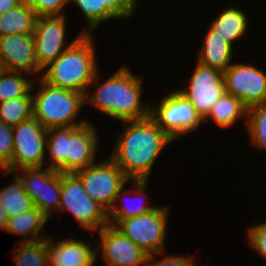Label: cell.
Wrapping results in <instances>:
<instances>
[{
    "label": "cell",
    "mask_w": 266,
    "mask_h": 266,
    "mask_svg": "<svg viewBox=\"0 0 266 266\" xmlns=\"http://www.w3.org/2000/svg\"><path fill=\"white\" fill-rule=\"evenodd\" d=\"M127 128L116 141L110 158L132 180H147L158 155L173 140L149 116L123 121Z\"/></svg>",
    "instance_id": "cell-1"
},
{
    "label": "cell",
    "mask_w": 266,
    "mask_h": 266,
    "mask_svg": "<svg viewBox=\"0 0 266 266\" xmlns=\"http://www.w3.org/2000/svg\"><path fill=\"white\" fill-rule=\"evenodd\" d=\"M84 100L104 114L120 121L141 120L150 116V105L141 104L142 80L126 66L120 68L107 81Z\"/></svg>",
    "instance_id": "cell-2"
},
{
    "label": "cell",
    "mask_w": 266,
    "mask_h": 266,
    "mask_svg": "<svg viewBox=\"0 0 266 266\" xmlns=\"http://www.w3.org/2000/svg\"><path fill=\"white\" fill-rule=\"evenodd\" d=\"M92 34L83 33L70 47L59 55L42 73V79L48 84L62 89L72 90L85 96L86 90L98 81L99 72L96 63Z\"/></svg>",
    "instance_id": "cell-3"
},
{
    "label": "cell",
    "mask_w": 266,
    "mask_h": 266,
    "mask_svg": "<svg viewBox=\"0 0 266 266\" xmlns=\"http://www.w3.org/2000/svg\"><path fill=\"white\" fill-rule=\"evenodd\" d=\"M90 123L48 129L46 148L52 161L50 169L75 173L95 163L99 144L97 131Z\"/></svg>",
    "instance_id": "cell-4"
},
{
    "label": "cell",
    "mask_w": 266,
    "mask_h": 266,
    "mask_svg": "<svg viewBox=\"0 0 266 266\" xmlns=\"http://www.w3.org/2000/svg\"><path fill=\"white\" fill-rule=\"evenodd\" d=\"M40 90L33 99V117L44 128L82 126L88 121L75 122L80 109L84 105V95L72 90L52 86L43 79L40 81Z\"/></svg>",
    "instance_id": "cell-5"
},
{
    "label": "cell",
    "mask_w": 266,
    "mask_h": 266,
    "mask_svg": "<svg viewBox=\"0 0 266 266\" xmlns=\"http://www.w3.org/2000/svg\"><path fill=\"white\" fill-rule=\"evenodd\" d=\"M74 174L81 180L88 195L108 212L121 195L129 193L127 189L124 190V186L131 180L111 158Z\"/></svg>",
    "instance_id": "cell-6"
},
{
    "label": "cell",
    "mask_w": 266,
    "mask_h": 266,
    "mask_svg": "<svg viewBox=\"0 0 266 266\" xmlns=\"http://www.w3.org/2000/svg\"><path fill=\"white\" fill-rule=\"evenodd\" d=\"M167 208L158 207L146 214L128 219H109L123 235L148 255L161 254L165 248L168 220Z\"/></svg>",
    "instance_id": "cell-7"
},
{
    "label": "cell",
    "mask_w": 266,
    "mask_h": 266,
    "mask_svg": "<svg viewBox=\"0 0 266 266\" xmlns=\"http://www.w3.org/2000/svg\"><path fill=\"white\" fill-rule=\"evenodd\" d=\"M59 210L70 211L85 230H100L109 224L108 211L88 195L74 173H61Z\"/></svg>",
    "instance_id": "cell-8"
},
{
    "label": "cell",
    "mask_w": 266,
    "mask_h": 266,
    "mask_svg": "<svg viewBox=\"0 0 266 266\" xmlns=\"http://www.w3.org/2000/svg\"><path fill=\"white\" fill-rule=\"evenodd\" d=\"M150 117L172 140L196 130L203 122L195 107L178 91L166 95L158 107L151 105Z\"/></svg>",
    "instance_id": "cell-9"
},
{
    "label": "cell",
    "mask_w": 266,
    "mask_h": 266,
    "mask_svg": "<svg viewBox=\"0 0 266 266\" xmlns=\"http://www.w3.org/2000/svg\"><path fill=\"white\" fill-rule=\"evenodd\" d=\"M11 172L23 168H41L45 160L47 129L35 118L13 126Z\"/></svg>",
    "instance_id": "cell-10"
},
{
    "label": "cell",
    "mask_w": 266,
    "mask_h": 266,
    "mask_svg": "<svg viewBox=\"0 0 266 266\" xmlns=\"http://www.w3.org/2000/svg\"><path fill=\"white\" fill-rule=\"evenodd\" d=\"M26 194L32 199L34 207L46 216H51L55 209L59 211L61 201V173L56 170L41 168L19 169ZM43 170V171H42ZM53 210V211H52Z\"/></svg>",
    "instance_id": "cell-11"
},
{
    "label": "cell",
    "mask_w": 266,
    "mask_h": 266,
    "mask_svg": "<svg viewBox=\"0 0 266 266\" xmlns=\"http://www.w3.org/2000/svg\"><path fill=\"white\" fill-rule=\"evenodd\" d=\"M223 77L226 93L240 99L247 108L266 102V74L262 70L232 63Z\"/></svg>",
    "instance_id": "cell-12"
},
{
    "label": "cell",
    "mask_w": 266,
    "mask_h": 266,
    "mask_svg": "<svg viewBox=\"0 0 266 266\" xmlns=\"http://www.w3.org/2000/svg\"><path fill=\"white\" fill-rule=\"evenodd\" d=\"M186 90L178 91L195 107L204 120L217 100L226 92L223 73L197 62Z\"/></svg>",
    "instance_id": "cell-13"
},
{
    "label": "cell",
    "mask_w": 266,
    "mask_h": 266,
    "mask_svg": "<svg viewBox=\"0 0 266 266\" xmlns=\"http://www.w3.org/2000/svg\"><path fill=\"white\" fill-rule=\"evenodd\" d=\"M63 16L37 17L33 31L36 57L41 69H45L68 47H70L83 33L73 42L64 47L66 32V20Z\"/></svg>",
    "instance_id": "cell-14"
},
{
    "label": "cell",
    "mask_w": 266,
    "mask_h": 266,
    "mask_svg": "<svg viewBox=\"0 0 266 266\" xmlns=\"http://www.w3.org/2000/svg\"><path fill=\"white\" fill-rule=\"evenodd\" d=\"M0 69L25 72L27 75L41 72L33 34H11L0 37Z\"/></svg>",
    "instance_id": "cell-15"
},
{
    "label": "cell",
    "mask_w": 266,
    "mask_h": 266,
    "mask_svg": "<svg viewBox=\"0 0 266 266\" xmlns=\"http://www.w3.org/2000/svg\"><path fill=\"white\" fill-rule=\"evenodd\" d=\"M102 257L107 266H139L147 263L148 254L123 235L113 225L100 230Z\"/></svg>",
    "instance_id": "cell-16"
},
{
    "label": "cell",
    "mask_w": 266,
    "mask_h": 266,
    "mask_svg": "<svg viewBox=\"0 0 266 266\" xmlns=\"http://www.w3.org/2000/svg\"><path fill=\"white\" fill-rule=\"evenodd\" d=\"M78 239H64L54 242L47 237L48 266H93L97 250ZM96 250V251H95Z\"/></svg>",
    "instance_id": "cell-17"
},
{
    "label": "cell",
    "mask_w": 266,
    "mask_h": 266,
    "mask_svg": "<svg viewBox=\"0 0 266 266\" xmlns=\"http://www.w3.org/2000/svg\"><path fill=\"white\" fill-rule=\"evenodd\" d=\"M202 45L197 61L200 64L221 73L232 64V46L224 41L211 27L208 29Z\"/></svg>",
    "instance_id": "cell-18"
},
{
    "label": "cell",
    "mask_w": 266,
    "mask_h": 266,
    "mask_svg": "<svg viewBox=\"0 0 266 266\" xmlns=\"http://www.w3.org/2000/svg\"><path fill=\"white\" fill-rule=\"evenodd\" d=\"M50 217L46 216L40 209H33L24 212L15 217L9 218L6 226V232L20 236H28L24 242H34L47 238L41 234V230L45 227ZM39 236V237H38Z\"/></svg>",
    "instance_id": "cell-19"
},
{
    "label": "cell",
    "mask_w": 266,
    "mask_h": 266,
    "mask_svg": "<svg viewBox=\"0 0 266 266\" xmlns=\"http://www.w3.org/2000/svg\"><path fill=\"white\" fill-rule=\"evenodd\" d=\"M37 16L30 6L22 4L0 14V37L11 34H33Z\"/></svg>",
    "instance_id": "cell-20"
},
{
    "label": "cell",
    "mask_w": 266,
    "mask_h": 266,
    "mask_svg": "<svg viewBox=\"0 0 266 266\" xmlns=\"http://www.w3.org/2000/svg\"><path fill=\"white\" fill-rule=\"evenodd\" d=\"M247 17L240 9L230 8L224 10L209 27L233 47V42L241 37L247 29Z\"/></svg>",
    "instance_id": "cell-21"
},
{
    "label": "cell",
    "mask_w": 266,
    "mask_h": 266,
    "mask_svg": "<svg viewBox=\"0 0 266 266\" xmlns=\"http://www.w3.org/2000/svg\"><path fill=\"white\" fill-rule=\"evenodd\" d=\"M248 108L243 102L229 93H224L223 96L212 105L208 116L203 122L210 118L215 121V124L223 128H228L240 119V117H247Z\"/></svg>",
    "instance_id": "cell-22"
},
{
    "label": "cell",
    "mask_w": 266,
    "mask_h": 266,
    "mask_svg": "<svg viewBox=\"0 0 266 266\" xmlns=\"http://www.w3.org/2000/svg\"><path fill=\"white\" fill-rule=\"evenodd\" d=\"M15 181L0 190V205L9 218L20 215L34 208L32 199L26 194L22 182L15 174Z\"/></svg>",
    "instance_id": "cell-23"
},
{
    "label": "cell",
    "mask_w": 266,
    "mask_h": 266,
    "mask_svg": "<svg viewBox=\"0 0 266 266\" xmlns=\"http://www.w3.org/2000/svg\"><path fill=\"white\" fill-rule=\"evenodd\" d=\"M33 117V99L31 93L27 96L12 98L0 103V120L9 126Z\"/></svg>",
    "instance_id": "cell-24"
},
{
    "label": "cell",
    "mask_w": 266,
    "mask_h": 266,
    "mask_svg": "<svg viewBox=\"0 0 266 266\" xmlns=\"http://www.w3.org/2000/svg\"><path fill=\"white\" fill-rule=\"evenodd\" d=\"M15 71L0 70V103L12 98L27 96L34 84Z\"/></svg>",
    "instance_id": "cell-25"
},
{
    "label": "cell",
    "mask_w": 266,
    "mask_h": 266,
    "mask_svg": "<svg viewBox=\"0 0 266 266\" xmlns=\"http://www.w3.org/2000/svg\"><path fill=\"white\" fill-rule=\"evenodd\" d=\"M19 245L14 249L16 266H48L47 238Z\"/></svg>",
    "instance_id": "cell-26"
},
{
    "label": "cell",
    "mask_w": 266,
    "mask_h": 266,
    "mask_svg": "<svg viewBox=\"0 0 266 266\" xmlns=\"http://www.w3.org/2000/svg\"><path fill=\"white\" fill-rule=\"evenodd\" d=\"M246 118L252 144L266 149V102L249 107Z\"/></svg>",
    "instance_id": "cell-27"
},
{
    "label": "cell",
    "mask_w": 266,
    "mask_h": 266,
    "mask_svg": "<svg viewBox=\"0 0 266 266\" xmlns=\"http://www.w3.org/2000/svg\"><path fill=\"white\" fill-rule=\"evenodd\" d=\"M132 182L134 183V194L138 195L137 197H140V200H142L141 198H145V188L147 186V180H132ZM143 198V199H144ZM131 202V201H130ZM118 204H114L113 207L109 210L108 212V219H128L131 217H136V216H140L143 214H146L147 212H150L152 210L157 209L158 207H151L148 206L147 204H143L137 207H130L127 205H123L121 208H119L118 206H116Z\"/></svg>",
    "instance_id": "cell-28"
},
{
    "label": "cell",
    "mask_w": 266,
    "mask_h": 266,
    "mask_svg": "<svg viewBox=\"0 0 266 266\" xmlns=\"http://www.w3.org/2000/svg\"><path fill=\"white\" fill-rule=\"evenodd\" d=\"M138 0H98V25L112 18H126L135 10Z\"/></svg>",
    "instance_id": "cell-29"
},
{
    "label": "cell",
    "mask_w": 266,
    "mask_h": 266,
    "mask_svg": "<svg viewBox=\"0 0 266 266\" xmlns=\"http://www.w3.org/2000/svg\"><path fill=\"white\" fill-rule=\"evenodd\" d=\"M12 152L13 128L0 120V169L6 174L11 173Z\"/></svg>",
    "instance_id": "cell-30"
},
{
    "label": "cell",
    "mask_w": 266,
    "mask_h": 266,
    "mask_svg": "<svg viewBox=\"0 0 266 266\" xmlns=\"http://www.w3.org/2000/svg\"><path fill=\"white\" fill-rule=\"evenodd\" d=\"M68 2L69 0H36L31 8L37 17L63 16L62 9Z\"/></svg>",
    "instance_id": "cell-31"
},
{
    "label": "cell",
    "mask_w": 266,
    "mask_h": 266,
    "mask_svg": "<svg viewBox=\"0 0 266 266\" xmlns=\"http://www.w3.org/2000/svg\"><path fill=\"white\" fill-rule=\"evenodd\" d=\"M69 2L78 6L89 23L87 29H83L82 33H92L98 26V0H69Z\"/></svg>",
    "instance_id": "cell-32"
},
{
    "label": "cell",
    "mask_w": 266,
    "mask_h": 266,
    "mask_svg": "<svg viewBox=\"0 0 266 266\" xmlns=\"http://www.w3.org/2000/svg\"><path fill=\"white\" fill-rule=\"evenodd\" d=\"M248 232L252 248L266 259V222L252 226Z\"/></svg>",
    "instance_id": "cell-33"
},
{
    "label": "cell",
    "mask_w": 266,
    "mask_h": 266,
    "mask_svg": "<svg viewBox=\"0 0 266 266\" xmlns=\"http://www.w3.org/2000/svg\"><path fill=\"white\" fill-rule=\"evenodd\" d=\"M157 254L148 255L144 266H194L193 257L188 256H166L161 260H154ZM154 260V261H152Z\"/></svg>",
    "instance_id": "cell-34"
},
{
    "label": "cell",
    "mask_w": 266,
    "mask_h": 266,
    "mask_svg": "<svg viewBox=\"0 0 266 266\" xmlns=\"http://www.w3.org/2000/svg\"><path fill=\"white\" fill-rule=\"evenodd\" d=\"M19 5L18 0H0V14Z\"/></svg>",
    "instance_id": "cell-35"
},
{
    "label": "cell",
    "mask_w": 266,
    "mask_h": 266,
    "mask_svg": "<svg viewBox=\"0 0 266 266\" xmlns=\"http://www.w3.org/2000/svg\"><path fill=\"white\" fill-rule=\"evenodd\" d=\"M7 222H8V217L6 215V211L0 205V229H3V231H5L6 226H7Z\"/></svg>",
    "instance_id": "cell-36"
},
{
    "label": "cell",
    "mask_w": 266,
    "mask_h": 266,
    "mask_svg": "<svg viewBox=\"0 0 266 266\" xmlns=\"http://www.w3.org/2000/svg\"><path fill=\"white\" fill-rule=\"evenodd\" d=\"M19 4L25 5V6H32L36 0H18Z\"/></svg>",
    "instance_id": "cell-37"
}]
</instances>
